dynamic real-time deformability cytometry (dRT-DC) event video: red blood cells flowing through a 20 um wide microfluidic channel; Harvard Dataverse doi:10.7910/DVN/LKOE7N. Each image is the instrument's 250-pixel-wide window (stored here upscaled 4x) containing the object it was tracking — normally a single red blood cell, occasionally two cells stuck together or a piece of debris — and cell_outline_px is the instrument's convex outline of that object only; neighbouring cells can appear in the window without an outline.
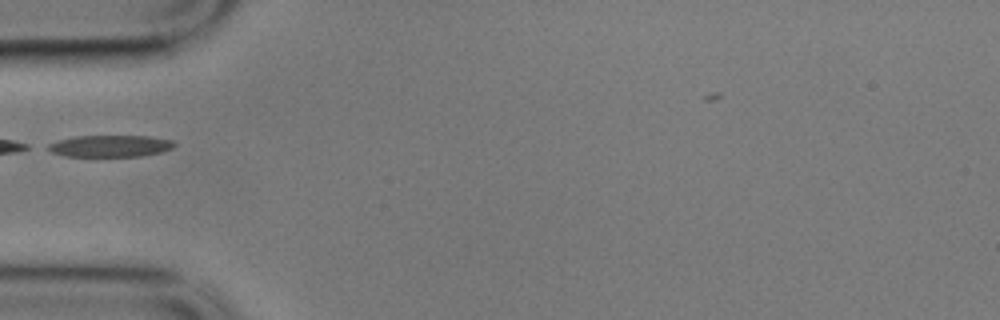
{"species": "common noctule bat (a hibernating species)", "species_latin": "Nyctalus noctula", "temperature_condition": "cold", "stored_images_in_passage": 7, "camera_frame_rate_fps": 3000, "um_per_image_px": 0.085, "animal": {"sex": "male", "body_mass_g": 17.9}, "frame": {"image": 1, "passage_image": 3, "time_ms": 0.667, "image_size_px": [1000, 320], "cell_outline_px": [[176, 144], [172, 148], [160, 152], [140, 156], [64, 156], [52, 152], [44, 148], [48, 144], [60, 140], [76, 136], [148, 136], [172, 140]], "centroid_in_image_um": [9.34, 12.41], "position_along_channel_um": 75.7, "area_um2": 15.9}}
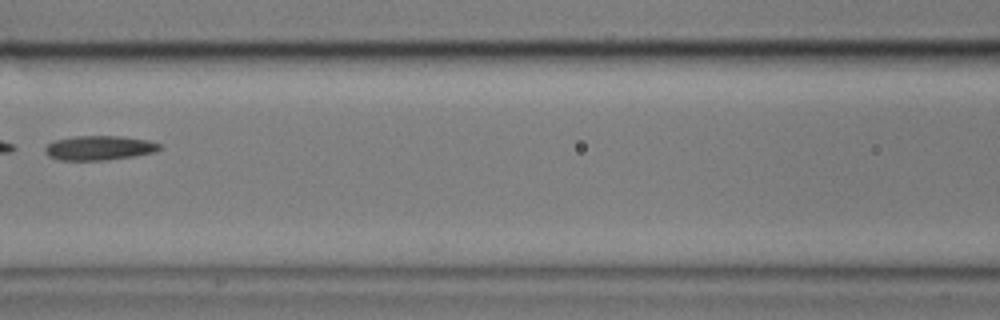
{"frame": {"image": 2, "passage_image": 5, "time_ms": 1.333, "image_size_px": [1000, 320], "cell_outline_px": [[160, 148], [156, 152], [132, 156], [104, 160], [60, 160], [48, 156], [44, 152], [44, 148], [48, 144], [56, 140], [76, 136], [120, 136], [148, 140], [160, 144]], "centroid_in_image_um": [8.42, 12.57], "position_along_channel_um": 158.2, "area_um2": 16.18}}